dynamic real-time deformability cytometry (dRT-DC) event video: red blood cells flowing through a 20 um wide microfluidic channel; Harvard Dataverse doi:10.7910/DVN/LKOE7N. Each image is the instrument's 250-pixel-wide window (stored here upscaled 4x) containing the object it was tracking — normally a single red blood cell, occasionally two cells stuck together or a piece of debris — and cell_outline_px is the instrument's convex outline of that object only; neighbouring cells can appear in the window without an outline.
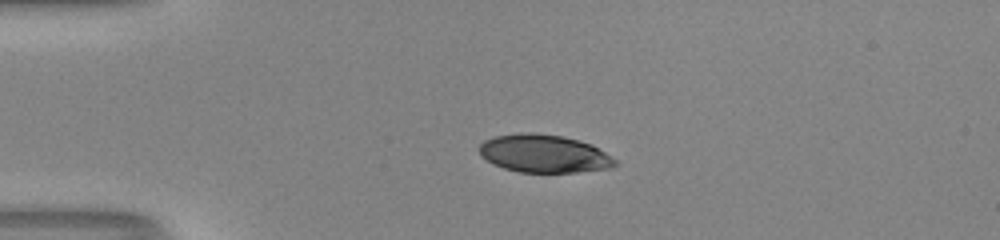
{"species": "human", "species_latin": "Homo sapiens", "temperature_condition": "room temperature", "stored_images_in_passage": 39, "camera_frame_rate_fps": 3000, "um_per_image_px": 0.085, "donor": {"sex": "male"}, "frame": {"image": 1, "passage_image": 1, "time_ms": 0.0, "image_size_px": [1000, 240], "cell_outline_px": [[620, 164], [612, 168], [576, 172], [520, 172], [504, 168], [492, 164], [480, 156], [476, 148], [484, 140], [496, 136], [520, 132], [532, 132], [560, 136], [580, 140], [592, 144], [616, 160]], "centroid_in_image_um": [46.21, 13.06], "position_along_channel_um": 38.8, "area_um2": 30.35}}
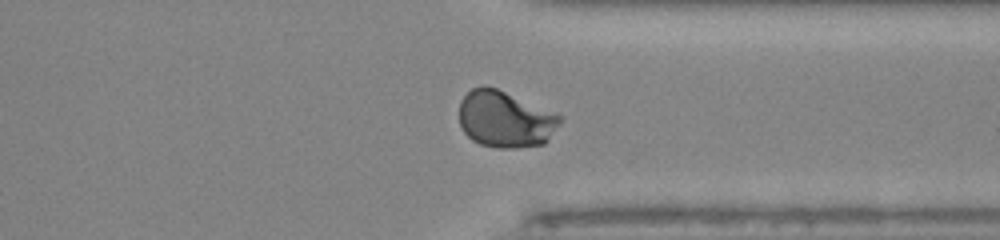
{"frame": {"image": 2, "passage_image": 28, "time_ms": 9.0, "image_size_px": [1000, 240], "cell_outline_px": [[560, 120], [548, 140], [544, 144], [516, 148], [496, 148], [480, 144], [472, 140], [464, 132], [460, 124], [460, 100], [472, 88], [496, 88], [560, 116]], "centroid_in_image_um": [42.89, 10.18], "position_along_channel_um": 368.5, "area_um2": 32.37}}
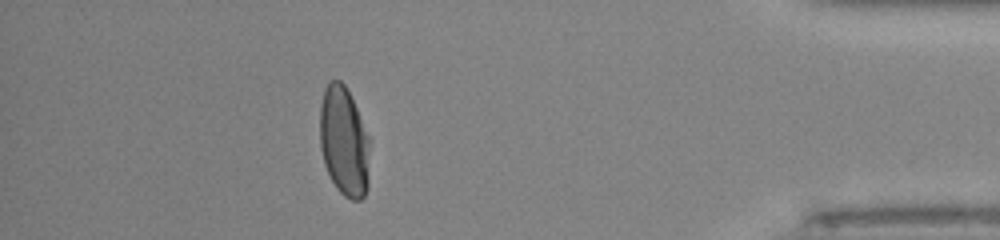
{"frame": {"image": 3, "passage_image": 34, "time_ms": 11.0, "image_size_px": [1000, 240], "cell_outline_px": [[368, 188], [364, 196], [360, 200], [352, 200], [344, 196], [336, 188], [324, 164], [320, 148], [320, 104], [324, 88], [328, 80], [340, 80], [344, 84], [356, 108], [368, 136]], "centroid_in_image_um": [29.21, 12.03], "position_along_channel_um": 406.0, "area_um2": 31.73}, "authors_computed_cell_mechanics": {"area_um2": 32.079, "velocity_mm_per_s": 4.1253, "shape_relaxation_time_tau1_ms": 3.9545, "shape_relaxation_time_tau2_ms": null, "deformation_change_tau1": 0.196, "deformation_change_tau2": null}}